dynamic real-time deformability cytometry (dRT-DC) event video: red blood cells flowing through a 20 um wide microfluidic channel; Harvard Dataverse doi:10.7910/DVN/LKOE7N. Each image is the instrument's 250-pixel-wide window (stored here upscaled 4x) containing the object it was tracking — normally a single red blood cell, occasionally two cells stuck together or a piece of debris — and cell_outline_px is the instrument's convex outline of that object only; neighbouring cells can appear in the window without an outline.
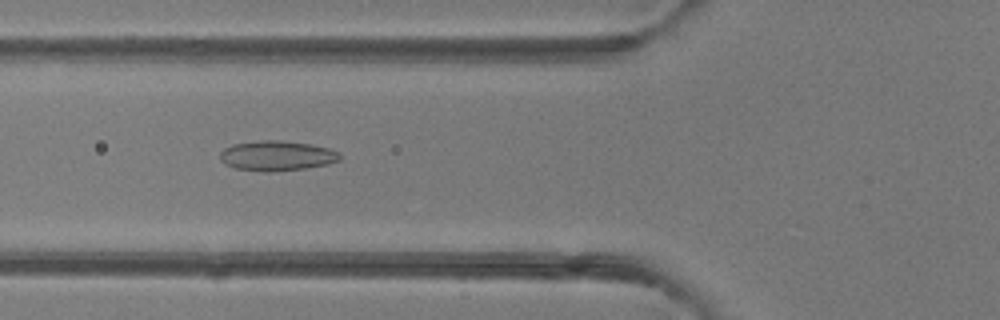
{"species": "common noctule bat (a hibernating species)", "species_latin": "Nyctalus noctula", "temperature_condition": "room temperature", "stored_images_in_passage": 6, "camera_frame_rate_fps": 3000, "um_per_image_px": 0.085, "animal": {"sex": "female"}, "frame": {"image": 1, "passage_image": 5, "time_ms": 5.333, "image_size_px": [1000, 320], "cell_outline_px": [[340, 160], [328, 164], [304, 168], [272, 172], [264, 172], [236, 168], [224, 164], [220, 160], [220, 152], [224, 148], [232, 144], [264, 140], [280, 140], [312, 144], [328, 148], [340, 152]], "centroid_in_image_um": [23.52, 13.24], "position_along_channel_um": 102.3, "area_um2": 21.04}}
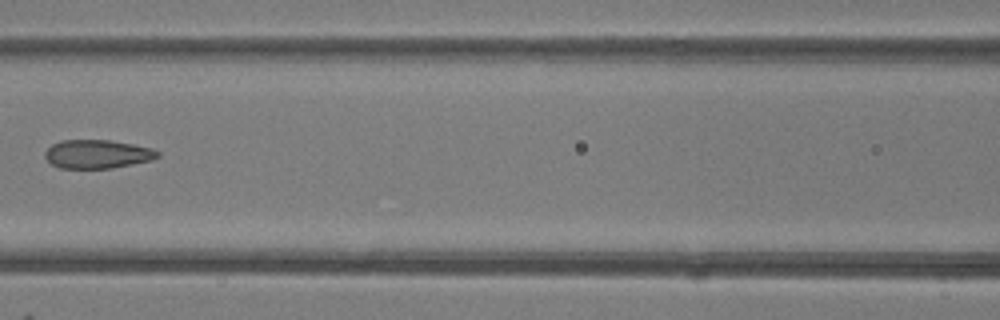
{"frame": {"image": 2, "passage_image": 6, "time_ms": 6.667, "image_size_px": [1000, 320], "cell_outline_px": [[160, 156], [152, 160], [112, 168], [60, 168], [52, 164], [44, 156], [44, 152], [52, 144], [60, 140], [112, 140], [152, 148], [160, 152]], "centroid_in_image_um": [8.28, 13.09], "position_along_channel_um": 158.3, "area_um2": 18.84}}